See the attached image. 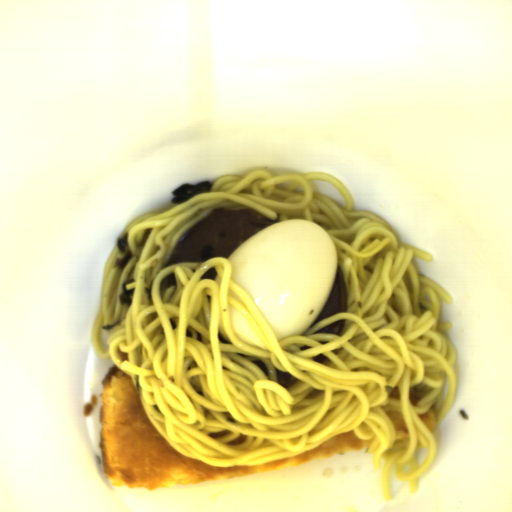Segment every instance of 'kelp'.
Here are the masks:
<instances>
[{"label":"kelp","mask_w":512,"mask_h":512,"mask_svg":"<svg viewBox=\"0 0 512 512\" xmlns=\"http://www.w3.org/2000/svg\"><path fill=\"white\" fill-rule=\"evenodd\" d=\"M211 187L212 183L210 181H203L197 184H181L171 192L173 194L171 203L178 205L186 203L200 193H209Z\"/></svg>","instance_id":"1"},{"label":"kelp","mask_w":512,"mask_h":512,"mask_svg":"<svg viewBox=\"0 0 512 512\" xmlns=\"http://www.w3.org/2000/svg\"><path fill=\"white\" fill-rule=\"evenodd\" d=\"M116 245L122 254V259L116 261L115 267L118 270H124L126 266L135 258L134 255L130 251V247L128 244V231L119 236L116 241Z\"/></svg>","instance_id":"2"},{"label":"kelp","mask_w":512,"mask_h":512,"mask_svg":"<svg viewBox=\"0 0 512 512\" xmlns=\"http://www.w3.org/2000/svg\"><path fill=\"white\" fill-rule=\"evenodd\" d=\"M134 278L129 281H124L121 284L122 293L119 295L118 299L120 301V305L122 306H130L133 300V294L135 292V288H132L130 290L126 289L127 285H132L134 283Z\"/></svg>","instance_id":"3"},{"label":"kelp","mask_w":512,"mask_h":512,"mask_svg":"<svg viewBox=\"0 0 512 512\" xmlns=\"http://www.w3.org/2000/svg\"><path fill=\"white\" fill-rule=\"evenodd\" d=\"M122 322H123V320L121 319V320H119V321H117L115 323H112V324H109V325H103V326H101V329L103 331H108L109 332V331H112L115 328H117L119 325H121Z\"/></svg>","instance_id":"4"}]
</instances>
